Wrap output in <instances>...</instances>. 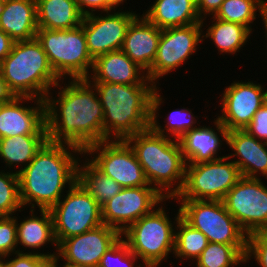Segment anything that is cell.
<instances>
[{
	"label": "cell",
	"mask_w": 267,
	"mask_h": 267,
	"mask_svg": "<svg viewBox=\"0 0 267 267\" xmlns=\"http://www.w3.org/2000/svg\"><path fill=\"white\" fill-rule=\"evenodd\" d=\"M60 80L45 98L48 140L84 151L104 141V113L95 88L86 79ZM64 83V86H62ZM57 97V98H56Z\"/></svg>",
	"instance_id": "6da1fadb"
},
{
	"label": "cell",
	"mask_w": 267,
	"mask_h": 267,
	"mask_svg": "<svg viewBox=\"0 0 267 267\" xmlns=\"http://www.w3.org/2000/svg\"><path fill=\"white\" fill-rule=\"evenodd\" d=\"M79 156H83L79 147L47 140L33 160L18 172L23 207L51 209L57 204L76 182Z\"/></svg>",
	"instance_id": "7a4b0ae2"
},
{
	"label": "cell",
	"mask_w": 267,
	"mask_h": 267,
	"mask_svg": "<svg viewBox=\"0 0 267 267\" xmlns=\"http://www.w3.org/2000/svg\"><path fill=\"white\" fill-rule=\"evenodd\" d=\"M89 83L102 105L104 140H126L150 128L155 84Z\"/></svg>",
	"instance_id": "3957f363"
},
{
	"label": "cell",
	"mask_w": 267,
	"mask_h": 267,
	"mask_svg": "<svg viewBox=\"0 0 267 267\" xmlns=\"http://www.w3.org/2000/svg\"><path fill=\"white\" fill-rule=\"evenodd\" d=\"M146 179L164 198L172 200L182 190L186 160L178 140L155 133L151 128L129 136Z\"/></svg>",
	"instance_id": "277c9868"
},
{
	"label": "cell",
	"mask_w": 267,
	"mask_h": 267,
	"mask_svg": "<svg viewBox=\"0 0 267 267\" xmlns=\"http://www.w3.org/2000/svg\"><path fill=\"white\" fill-rule=\"evenodd\" d=\"M0 71L16 96L45 100L60 81L37 38L14 42L10 54L0 63Z\"/></svg>",
	"instance_id": "5b68a950"
},
{
	"label": "cell",
	"mask_w": 267,
	"mask_h": 267,
	"mask_svg": "<svg viewBox=\"0 0 267 267\" xmlns=\"http://www.w3.org/2000/svg\"><path fill=\"white\" fill-rule=\"evenodd\" d=\"M166 201H169V198H165L149 214L134 222L121 234L130 251L145 267H160L163 262H167L169 255L174 253V225L177 224L181 213L178 209L172 221L168 210H165Z\"/></svg>",
	"instance_id": "8992f818"
},
{
	"label": "cell",
	"mask_w": 267,
	"mask_h": 267,
	"mask_svg": "<svg viewBox=\"0 0 267 267\" xmlns=\"http://www.w3.org/2000/svg\"><path fill=\"white\" fill-rule=\"evenodd\" d=\"M37 40L60 80L88 79L94 59L88 51L82 24L73 29H38Z\"/></svg>",
	"instance_id": "52a82bcc"
},
{
	"label": "cell",
	"mask_w": 267,
	"mask_h": 267,
	"mask_svg": "<svg viewBox=\"0 0 267 267\" xmlns=\"http://www.w3.org/2000/svg\"><path fill=\"white\" fill-rule=\"evenodd\" d=\"M241 177L239 168L228 156L209 162L188 163L183 188L172 201H222Z\"/></svg>",
	"instance_id": "ba28073f"
},
{
	"label": "cell",
	"mask_w": 267,
	"mask_h": 267,
	"mask_svg": "<svg viewBox=\"0 0 267 267\" xmlns=\"http://www.w3.org/2000/svg\"><path fill=\"white\" fill-rule=\"evenodd\" d=\"M181 217L208 242L247 245L248 235L219 200H176Z\"/></svg>",
	"instance_id": "9c48e42d"
},
{
	"label": "cell",
	"mask_w": 267,
	"mask_h": 267,
	"mask_svg": "<svg viewBox=\"0 0 267 267\" xmlns=\"http://www.w3.org/2000/svg\"><path fill=\"white\" fill-rule=\"evenodd\" d=\"M50 211L58 245L64 239L80 235L103 224L100 204L77 181Z\"/></svg>",
	"instance_id": "30bf717a"
},
{
	"label": "cell",
	"mask_w": 267,
	"mask_h": 267,
	"mask_svg": "<svg viewBox=\"0 0 267 267\" xmlns=\"http://www.w3.org/2000/svg\"><path fill=\"white\" fill-rule=\"evenodd\" d=\"M83 155L122 188L150 186L136 154L126 140H104L88 146Z\"/></svg>",
	"instance_id": "8fae6325"
},
{
	"label": "cell",
	"mask_w": 267,
	"mask_h": 267,
	"mask_svg": "<svg viewBox=\"0 0 267 267\" xmlns=\"http://www.w3.org/2000/svg\"><path fill=\"white\" fill-rule=\"evenodd\" d=\"M202 27V23H198L163 29L154 62L146 73L147 78L158 87L160 78L186 64L204 42Z\"/></svg>",
	"instance_id": "7c38bea8"
},
{
	"label": "cell",
	"mask_w": 267,
	"mask_h": 267,
	"mask_svg": "<svg viewBox=\"0 0 267 267\" xmlns=\"http://www.w3.org/2000/svg\"><path fill=\"white\" fill-rule=\"evenodd\" d=\"M267 183L242 176L222 202L242 230L250 235L267 230Z\"/></svg>",
	"instance_id": "4fadbf2b"
},
{
	"label": "cell",
	"mask_w": 267,
	"mask_h": 267,
	"mask_svg": "<svg viewBox=\"0 0 267 267\" xmlns=\"http://www.w3.org/2000/svg\"><path fill=\"white\" fill-rule=\"evenodd\" d=\"M138 14L133 10H114L84 16L82 28L90 56L95 60L108 52L121 50L127 28Z\"/></svg>",
	"instance_id": "5bb4252c"
},
{
	"label": "cell",
	"mask_w": 267,
	"mask_h": 267,
	"mask_svg": "<svg viewBox=\"0 0 267 267\" xmlns=\"http://www.w3.org/2000/svg\"><path fill=\"white\" fill-rule=\"evenodd\" d=\"M256 82L235 80L224 88L218 105L221 113L216 118L228 131L244 130L265 103V85Z\"/></svg>",
	"instance_id": "9a60e30c"
},
{
	"label": "cell",
	"mask_w": 267,
	"mask_h": 267,
	"mask_svg": "<svg viewBox=\"0 0 267 267\" xmlns=\"http://www.w3.org/2000/svg\"><path fill=\"white\" fill-rule=\"evenodd\" d=\"M164 199L154 187L122 188L115 197L101 206L103 224L122 234Z\"/></svg>",
	"instance_id": "2e32d148"
},
{
	"label": "cell",
	"mask_w": 267,
	"mask_h": 267,
	"mask_svg": "<svg viewBox=\"0 0 267 267\" xmlns=\"http://www.w3.org/2000/svg\"><path fill=\"white\" fill-rule=\"evenodd\" d=\"M121 233L105 224L88 230L80 235L64 239L58 245L57 256L53 260L82 265L87 267H98L102 256L119 239Z\"/></svg>",
	"instance_id": "e0dca14e"
},
{
	"label": "cell",
	"mask_w": 267,
	"mask_h": 267,
	"mask_svg": "<svg viewBox=\"0 0 267 267\" xmlns=\"http://www.w3.org/2000/svg\"><path fill=\"white\" fill-rule=\"evenodd\" d=\"M29 101L34 105L25 106V102ZM25 134H47L45 100L16 96L3 104L0 110V138Z\"/></svg>",
	"instance_id": "ac0fdd59"
},
{
	"label": "cell",
	"mask_w": 267,
	"mask_h": 267,
	"mask_svg": "<svg viewBox=\"0 0 267 267\" xmlns=\"http://www.w3.org/2000/svg\"><path fill=\"white\" fill-rule=\"evenodd\" d=\"M213 120L215 128L199 125L178 140L187 164L209 162L227 156H219L218 152L223 150V144L227 145L228 129L217 118Z\"/></svg>",
	"instance_id": "d6986e66"
},
{
	"label": "cell",
	"mask_w": 267,
	"mask_h": 267,
	"mask_svg": "<svg viewBox=\"0 0 267 267\" xmlns=\"http://www.w3.org/2000/svg\"><path fill=\"white\" fill-rule=\"evenodd\" d=\"M227 156L237 165L241 175L267 179V142L258 140L244 130H231L227 135ZM236 157V158H235Z\"/></svg>",
	"instance_id": "ffe728a7"
},
{
	"label": "cell",
	"mask_w": 267,
	"mask_h": 267,
	"mask_svg": "<svg viewBox=\"0 0 267 267\" xmlns=\"http://www.w3.org/2000/svg\"><path fill=\"white\" fill-rule=\"evenodd\" d=\"M38 211L40 215H38ZM23 217L24 219L22 218L21 221L20 218L19 221L18 217L15 216L18 252L34 253L54 259L57 256L58 244L54 236L53 218L50 209H38L37 211L36 209H30L29 217ZM48 244L56 248H54L53 253L38 251V249H42ZM19 245L25 250L21 249ZM28 248L29 250L26 251ZM31 249L32 251H30Z\"/></svg>",
	"instance_id": "44dd1931"
},
{
	"label": "cell",
	"mask_w": 267,
	"mask_h": 267,
	"mask_svg": "<svg viewBox=\"0 0 267 267\" xmlns=\"http://www.w3.org/2000/svg\"><path fill=\"white\" fill-rule=\"evenodd\" d=\"M161 32L139 13L127 28L121 50L147 73L154 62Z\"/></svg>",
	"instance_id": "7402d4cb"
},
{
	"label": "cell",
	"mask_w": 267,
	"mask_h": 267,
	"mask_svg": "<svg viewBox=\"0 0 267 267\" xmlns=\"http://www.w3.org/2000/svg\"><path fill=\"white\" fill-rule=\"evenodd\" d=\"M88 82L117 83L124 85L154 84L146 72L122 50L108 52L94 60Z\"/></svg>",
	"instance_id": "603a6c76"
},
{
	"label": "cell",
	"mask_w": 267,
	"mask_h": 267,
	"mask_svg": "<svg viewBox=\"0 0 267 267\" xmlns=\"http://www.w3.org/2000/svg\"><path fill=\"white\" fill-rule=\"evenodd\" d=\"M0 29L14 42L36 38V0H4L0 12Z\"/></svg>",
	"instance_id": "cb8c5ba5"
},
{
	"label": "cell",
	"mask_w": 267,
	"mask_h": 267,
	"mask_svg": "<svg viewBox=\"0 0 267 267\" xmlns=\"http://www.w3.org/2000/svg\"><path fill=\"white\" fill-rule=\"evenodd\" d=\"M151 5L142 15L162 30L202 22L196 0H155Z\"/></svg>",
	"instance_id": "d4e9b609"
},
{
	"label": "cell",
	"mask_w": 267,
	"mask_h": 267,
	"mask_svg": "<svg viewBox=\"0 0 267 267\" xmlns=\"http://www.w3.org/2000/svg\"><path fill=\"white\" fill-rule=\"evenodd\" d=\"M38 29L67 30L82 24L76 0H36Z\"/></svg>",
	"instance_id": "484cf974"
},
{
	"label": "cell",
	"mask_w": 267,
	"mask_h": 267,
	"mask_svg": "<svg viewBox=\"0 0 267 267\" xmlns=\"http://www.w3.org/2000/svg\"><path fill=\"white\" fill-rule=\"evenodd\" d=\"M160 91L161 87L158 86L152 95L150 128L159 135L179 140L189 130L199 126L201 122L197 120L200 117L194 116L191 109L182 107L181 109H175L167 114L165 121H163L165 123L164 126L161 125L159 118L163 117L159 116V112H162L160 111L162 109L161 105L164 104L165 99L163 98L164 95L162 96ZM196 123L197 126L195 125Z\"/></svg>",
	"instance_id": "4316f807"
},
{
	"label": "cell",
	"mask_w": 267,
	"mask_h": 267,
	"mask_svg": "<svg viewBox=\"0 0 267 267\" xmlns=\"http://www.w3.org/2000/svg\"><path fill=\"white\" fill-rule=\"evenodd\" d=\"M47 140V134H25L0 138V160L5 163L4 168L8 166L9 171L18 173L33 160L37 151ZM15 168L19 170H13Z\"/></svg>",
	"instance_id": "83f0119b"
},
{
	"label": "cell",
	"mask_w": 267,
	"mask_h": 267,
	"mask_svg": "<svg viewBox=\"0 0 267 267\" xmlns=\"http://www.w3.org/2000/svg\"><path fill=\"white\" fill-rule=\"evenodd\" d=\"M210 17V22H212L210 26L204 20L201 22L203 26V40L209 38L220 55H238L237 52L240 53L241 48L249 42L248 39L252 33L240 24L226 22L213 16ZM203 23L207 25V29Z\"/></svg>",
	"instance_id": "f1b7e54d"
},
{
	"label": "cell",
	"mask_w": 267,
	"mask_h": 267,
	"mask_svg": "<svg viewBox=\"0 0 267 267\" xmlns=\"http://www.w3.org/2000/svg\"><path fill=\"white\" fill-rule=\"evenodd\" d=\"M84 157L85 160H83ZM82 158L78 161L76 181L102 206L115 197L122 190V187L114 179L100 172L87 159V156L83 155Z\"/></svg>",
	"instance_id": "f546056e"
},
{
	"label": "cell",
	"mask_w": 267,
	"mask_h": 267,
	"mask_svg": "<svg viewBox=\"0 0 267 267\" xmlns=\"http://www.w3.org/2000/svg\"><path fill=\"white\" fill-rule=\"evenodd\" d=\"M257 16L264 21L267 16V0H225L213 15L214 18L245 26L251 33L255 30L251 24L255 23Z\"/></svg>",
	"instance_id": "4dcf8cb0"
},
{
	"label": "cell",
	"mask_w": 267,
	"mask_h": 267,
	"mask_svg": "<svg viewBox=\"0 0 267 267\" xmlns=\"http://www.w3.org/2000/svg\"><path fill=\"white\" fill-rule=\"evenodd\" d=\"M174 257L194 262L208 245L207 237L198 229L189 225L181 216L175 225Z\"/></svg>",
	"instance_id": "1f68e13d"
},
{
	"label": "cell",
	"mask_w": 267,
	"mask_h": 267,
	"mask_svg": "<svg viewBox=\"0 0 267 267\" xmlns=\"http://www.w3.org/2000/svg\"><path fill=\"white\" fill-rule=\"evenodd\" d=\"M247 245L209 242L195 260L196 267H237L245 264Z\"/></svg>",
	"instance_id": "d6a6232c"
},
{
	"label": "cell",
	"mask_w": 267,
	"mask_h": 267,
	"mask_svg": "<svg viewBox=\"0 0 267 267\" xmlns=\"http://www.w3.org/2000/svg\"><path fill=\"white\" fill-rule=\"evenodd\" d=\"M23 208L18 173L0 170V217L16 215Z\"/></svg>",
	"instance_id": "836d02e7"
},
{
	"label": "cell",
	"mask_w": 267,
	"mask_h": 267,
	"mask_svg": "<svg viewBox=\"0 0 267 267\" xmlns=\"http://www.w3.org/2000/svg\"><path fill=\"white\" fill-rule=\"evenodd\" d=\"M121 237L102 256L98 267H145ZM138 263V265L136 264ZM136 265V266H135Z\"/></svg>",
	"instance_id": "e575fe53"
},
{
	"label": "cell",
	"mask_w": 267,
	"mask_h": 267,
	"mask_svg": "<svg viewBox=\"0 0 267 267\" xmlns=\"http://www.w3.org/2000/svg\"><path fill=\"white\" fill-rule=\"evenodd\" d=\"M17 249V250H16ZM18 252L15 216L0 217V259Z\"/></svg>",
	"instance_id": "d590c367"
},
{
	"label": "cell",
	"mask_w": 267,
	"mask_h": 267,
	"mask_svg": "<svg viewBox=\"0 0 267 267\" xmlns=\"http://www.w3.org/2000/svg\"><path fill=\"white\" fill-rule=\"evenodd\" d=\"M260 267H267V230L248 235L245 265L252 260Z\"/></svg>",
	"instance_id": "8d00e7d4"
},
{
	"label": "cell",
	"mask_w": 267,
	"mask_h": 267,
	"mask_svg": "<svg viewBox=\"0 0 267 267\" xmlns=\"http://www.w3.org/2000/svg\"><path fill=\"white\" fill-rule=\"evenodd\" d=\"M52 262L51 258L23 252H16L0 259L2 267H52Z\"/></svg>",
	"instance_id": "74e56055"
},
{
	"label": "cell",
	"mask_w": 267,
	"mask_h": 267,
	"mask_svg": "<svg viewBox=\"0 0 267 267\" xmlns=\"http://www.w3.org/2000/svg\"><path fill=\"white\" fill-rule=\"evenodd\" d=\"M245 130L258 140L267 142V103L265 102L254 114Z\"/></svg>",
	"instance_id": "f35d334b"
},
{
	"label": "cell",
	"mask_w": 267,
	"mask_h": 267,
	"mask_svg": "<svg viewBox=\"0 0 267 267\" xmlns=\"http://www.w3.org/2000/svg\"><path fill=\"white\" fill-rule=\"evenodd\" d=\"M224 1L225 0H196L198 15L202 20L207 21V18L213 16Z\"/></svg>",
	"instance_id": "ab89813d"
},
{
	"label": "cell",
	"mask_w": 267,
	"mask_h": 267,
	"mask_svg": "<svg viewBox=\"0 0 267 267\" xmlns=\"http://www.w3.org/2000/svg\"><path fill=\"white\" fill-rule=\"evenodd\" d=\"M80 12L86 16L89 14L104 12V0H76Z\"/></svg>",
	"instance_id": "60d3db41"
},
{
	"label": "cell",
	"mask_w": 267,
	"mask_h": 267,
	"mask_svg": "<svg viewBox=\"0 0 267 267\" xmlns=\"http://www.w3.org/2000/svg\"><path fill=\"white\" fill-rule=\"evenodd\" d=\"M14 41L0 29V63L10 54Z\"/></svg>",
	"instance_id": "b9f144b4"
},
{
	"label": "cell",
	"mask_w": 267,
	"mask_h": 267,
	"mask_svg": "<svg viewBox=\"0 0 267 267\" xmlns=\"http://www.w3.org/2000/svg\"><path fill=\"white\" fill-rule=\"evenodd\" d=\"M16 95L14 92L9 88L7 82L3 78V75L0 71V103H7L12 101Z\"/></svg>",
	"instance_id": "7bdbcfd3"
},
{
	"label": "cell",
	"mask_w": 267,
	"mask_h": 267,
	"mask_svg": "<svg viewBox=\"0 0 267 267\" xmlns=\"http://www.w3.org/2000/svg\"><path fill=\"white\" fill-rule=\"evenodd\" d=\"M126 3L127 0H104V12L114 11V10H123L122 8L117 9Z\"/></svg>",
	"instance_id": "ee69618b"
},
{
	"label": "cell",
	"mask_w": 267,
	"mask_h": 267,
	"mask_svg": "<svg viewBox=\"0 0 267 267\" xmlns=\"http://www.w3.org/2000/svg\"><path fill=\"white\" fill-rule=\"evenodd\" d=\"M52 267H87L82 265H75L71 263L63 262V264L60 263V260H53Z\"/></svg>",
	"instance_id": "f6af8a7d"
},
{
	"label": "cell",
	"mask_w": 267,
	"mask_h": 267,
	"mask_svg": "<svg viewBox=\"0 0 267 267\" xmlns=\"http://www.w3.org/2000/svg\"><path fill=\"white\" fill-rule=\"evenodd\" d=\"M263 24H264V26H261V27H263L265 29V31L263 33H265L264 37L266 38V42H267V16L265 17L264 21H262V25ZM266 48H267V43H266Z\"/></svg>",
	"instance_id": "bcb514c9"
},
{
	"label": "cell",
	"mask_w": 267,
	"mask_h": 267,
	"mask_svg": "<svg viewBox=\"0 0 267 267\" xmlns=\"http://www.w3.org/2000/svg\"><path fill=\"white\" fill-rule=\"evenodd\" d=\"M265 102L267 103V89L265 88Z\"/></svg>",
	"instance_id": "7dc6e473"
},
{
	"label": "cell",
	"mask_w": 267,
	"mask_h": 267,
	"mask_svg": "<svg viewBox=\"0 0 267 267\" xmlns=\"http://www.w3.org/2000/svg\"><path fill=\"white\" fill-rule=\"evenodd\" d=\"M3 1H4V0H0V12H1V8H2Z\"/></svg>",
	"instance_id": "c3c4849f"
},
{
	"label": "cell",
	"mask_w": 267,
	"mask_h": 267,
	"mask_svg": "<svg viewBox=\"0 0 267 267\" xmlns=\"http://www.w3.org/2000/svg\"><path fill=\"white\" fill-rule=\"evenodd\" d=\"M3 104H4V103H0V110H1V108H2V106H3Z\"/></svg>",
	"instance_id": "681fc988"
}]
</instances>
